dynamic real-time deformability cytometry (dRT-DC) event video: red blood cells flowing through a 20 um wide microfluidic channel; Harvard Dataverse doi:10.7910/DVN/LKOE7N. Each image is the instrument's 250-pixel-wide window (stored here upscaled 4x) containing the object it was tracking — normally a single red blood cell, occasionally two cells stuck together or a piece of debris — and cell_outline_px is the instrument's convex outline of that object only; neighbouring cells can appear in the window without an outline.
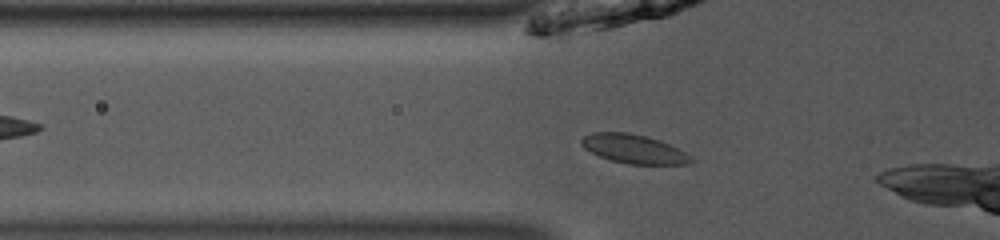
{"species": "common noctule bat (a hibernating species)", "species_latin": "Nyctalus noctula", "temperature_condition": "room temperature", "stored_images_in_passage": 14, "camera_frame_rate_fps": 3000, "um_per_image_px": 0.085, "animal": {"sex": "male", "body_mass_g": 13.0, "forearm_length_mm": 53.1}, "frame": {"image": 1, "passage_image": 5, "time_ms": 1.333, "image_size_px": [1000, 240], "cell_outline_px": [[696, 160], [692, 164], [628, 164], [612, 160], [600, 156], [584, 148], [580, 144], [580, 140], [584, 136], [592, 132], [628, 132], [660, 140], [684, 152]], "centroid_in_image_um": [53.87, 12.66], "position_along_channel_um": 71.9, "area_um2": 18.38}}
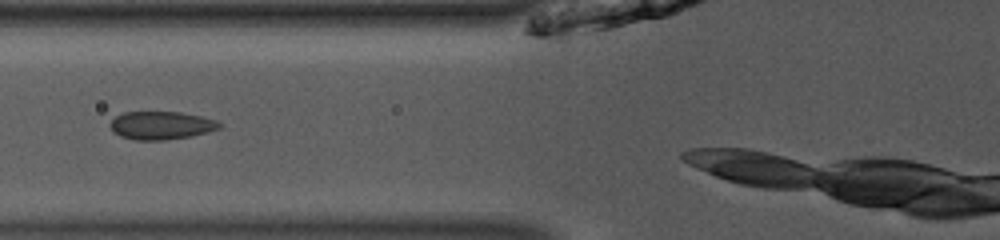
{"frame": {"image": 2, "passage_image": 8, "time_ms": 2.333, "image_size_px": [1000, 240], "cell_outline_px": [[220, 128], [208, 132], [192, 136], [164, 140], [136, 140], [120, 136], [112, 132], [108, 124], [116, 116], [124, 112], [180, 112], [200, 116], [216, 120], [220, 124]], "centroid_in_image_um": [13.67, 10.66], "position_along_channel_um": 112.1, "area_um2": 17.92}}
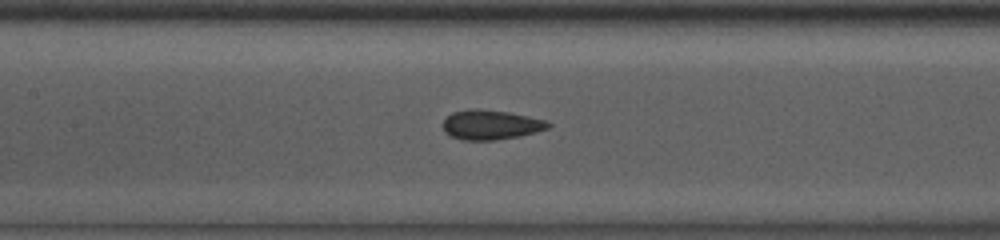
{"frame": {"image": 3, "passage_image": 12, "time_ms": 3.667, "image_size_px": [1000, 240], "cell_outline_px": [[552, 124], [548, 128], [536, 132], [520, 136], [496, 140], [464, 140], [448, 136], [444, 132], [444, 120], [452, 112], [468, 108], [472, 108], [508, 112], [548, 120]], "centroid_in_image_um": [41.72, 10.61], "position_along_channel_um": 165.7, "area_um2": 18.32}}